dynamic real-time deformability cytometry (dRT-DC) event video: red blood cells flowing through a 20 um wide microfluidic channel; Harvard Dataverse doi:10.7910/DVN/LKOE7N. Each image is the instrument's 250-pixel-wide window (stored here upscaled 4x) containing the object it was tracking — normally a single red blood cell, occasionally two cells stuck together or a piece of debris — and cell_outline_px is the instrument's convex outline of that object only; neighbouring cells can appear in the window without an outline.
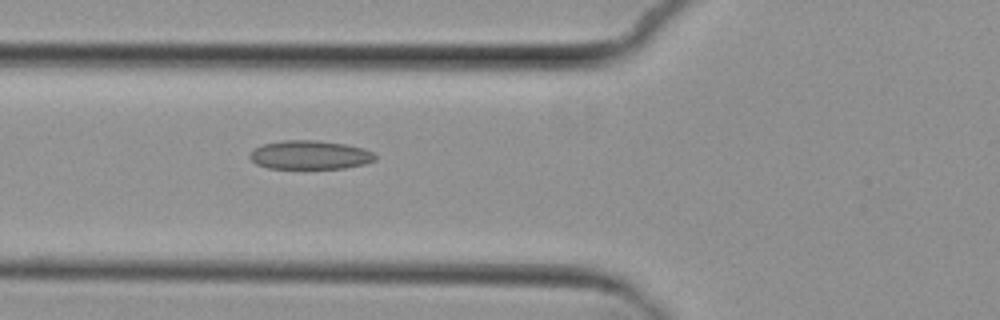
{"species": "common noctule bat (a hibernating species)", "species_latin": "Nyctalus noctula", "temperature_condition": "cold", "stored_images_in_passage": 6, "camera_frame_rate_fps": 3000, "um_per_image_px": 0.085, "animal": {"sex": "female", "body_mass_g": 29.2, "forearm_length_mm": 56.3}, "frame": {"image": 1, "passage_image": 6, "time_ms": 6.667, "image_size_px": [1000, 320], "cell_outline_px": [[376, 160], [364, 164], [344, 168], [268, 168], [256, 164], [248, 156], [260, 144], [284, 140], [316, 140], [344, 144], [364, 148], [372, 152], [376, 156]], "centroid_in_image_um": [26.34, 13.16], "position_along_channel_um": 99.5, "area_um2": 20.98}}